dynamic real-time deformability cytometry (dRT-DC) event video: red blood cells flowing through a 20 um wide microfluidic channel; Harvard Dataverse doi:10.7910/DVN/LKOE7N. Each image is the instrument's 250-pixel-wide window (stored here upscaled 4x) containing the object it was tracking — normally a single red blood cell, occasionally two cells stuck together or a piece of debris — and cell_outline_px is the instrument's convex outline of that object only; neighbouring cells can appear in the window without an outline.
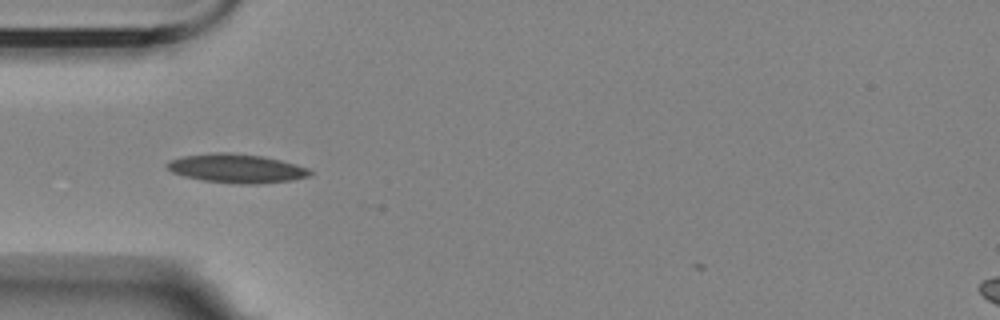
{"species": "Egyptian fruit bat (a non-hibernating species)", "species_latin": "Rousettus aegyptiacus", "temperature_condition": "room temperature", "stored_images_in_passage": 3, "camera_frame_rate_fps": 3000, "um_per_image_px": 0.085, "animal": {"sex": "female"}, "frame": {"image": 1, "passage_image": 1, "time_ms": 0.0, "image_size_px": [1000, 320], "cell_outline_px": [[312, 172], [308, 176], [292, 180], [260, 184], [236, 184], [204, 180], [184, 176], [172, 172], [164, 164], [168, 160], [184, 156], [216, 152], [228, 152], [264, 156], [280, 160], [308, 168]], "centroid_in_image_um": [20.08, 14.31], "position_along_channel_um": 64.9, "area_um2": 24.04}}